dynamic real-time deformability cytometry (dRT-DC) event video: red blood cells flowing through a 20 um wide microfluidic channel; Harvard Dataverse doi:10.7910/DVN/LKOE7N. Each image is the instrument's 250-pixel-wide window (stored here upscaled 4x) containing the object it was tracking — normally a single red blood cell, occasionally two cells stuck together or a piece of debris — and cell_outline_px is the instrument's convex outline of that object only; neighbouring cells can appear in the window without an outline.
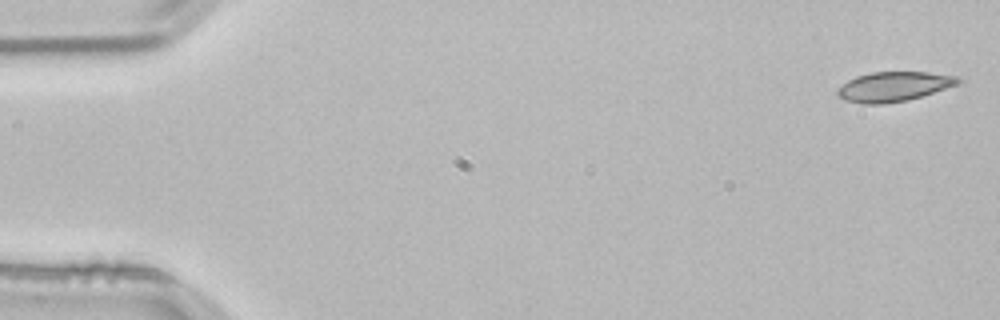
{"species": "common noctule bat (a hibernating species)", "species_latin": "Nyctalus noctula", "temperature_condition": "room temperature", "stored_images_in_passage": 53, "camera_frame_rate_fps": 3000, "um_per_image_px": 0.085, "animal": {"sex": "male", "body_mass_g": 21.5, "forearm_length_mm": 52.0}, "frame": {"image": 1, "passage_image": 1, "time_ms": 0.0, "image_size_px": [1000, 320], "cell_outline_px": [[964, 80], [956, 84], [908, 100], [884, 104], [860, 104], [844, 100], [836, 96], [836, 88], [848, 80], [856, 76], [872, 72], [928, 72], [956, 76]], "centroid_in_image_um": [75.88, 7.36], "position_along_channel_um": 9.1, "area_um2": 20.87}}
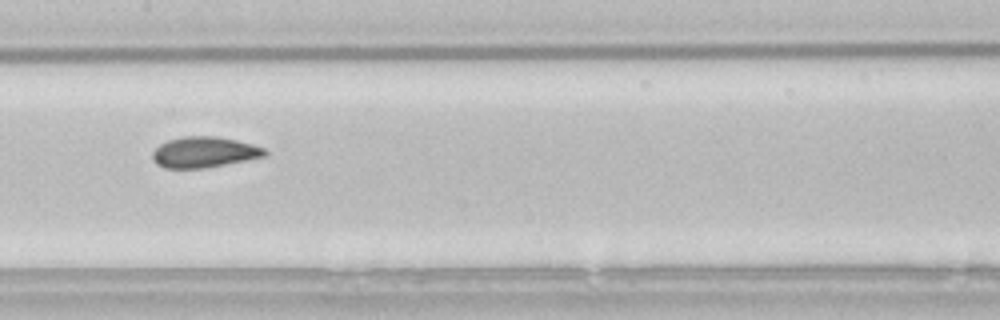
{"frame": {"image": 2, "passage_image": 26, "time_ms": 8.333, "image_size_px": [1000, 320], "cell_outline_px": [[268, 156], [204, 168], [164, 168], [156, 164], [152, 160], [152, 152], [160, 144], [168, 140], [184, 136], [216, 136], [236, 140], [252, 144], [264, 148], [268, 152]], "centroid_in_image_um": [17.35, 12.94], "position_along_channel_um": 190.0, "area_um2": 20.23}}
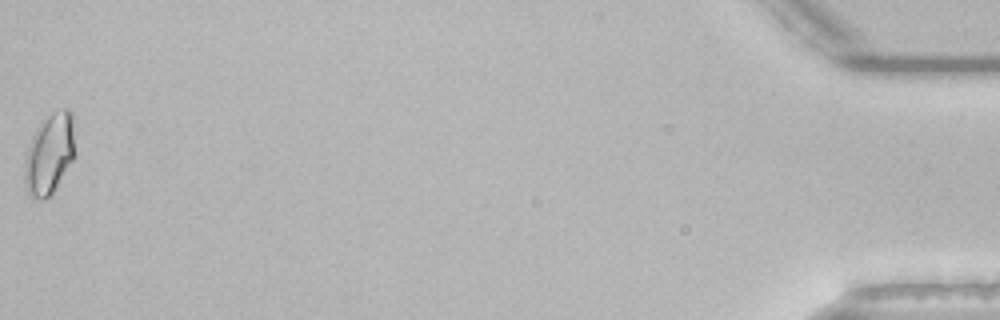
{"frame": {"image": 3, "passage_image": 53, "time_ms": 17.333, "image_size_px": [1000, 320], "cell_outline_px": [[76, 156], [52, 192], [48, 196], [40, 200], [32, 196], [28, 192], [24, 180], [24, 164], [28, 148], [32, 136], [40, 120], [52, 112], [64, 108], [68, 108], [72, 112]], "centroid_in_image_um": [4.22, 13.02], "position_along_channel_um": 431.0, "area_um2": 23.87}, "authors_computed_cell_mechanics": {"area_um2": 20.1144, "velocity_mm_per_s": 3.8111, "shape_relaxation_time_tau1_ms": null, "shape_relaxation_time_tau2_ms": 1.5523, "deformation_change_tau1": null, "deformation_change_tau2": 0.0638}}